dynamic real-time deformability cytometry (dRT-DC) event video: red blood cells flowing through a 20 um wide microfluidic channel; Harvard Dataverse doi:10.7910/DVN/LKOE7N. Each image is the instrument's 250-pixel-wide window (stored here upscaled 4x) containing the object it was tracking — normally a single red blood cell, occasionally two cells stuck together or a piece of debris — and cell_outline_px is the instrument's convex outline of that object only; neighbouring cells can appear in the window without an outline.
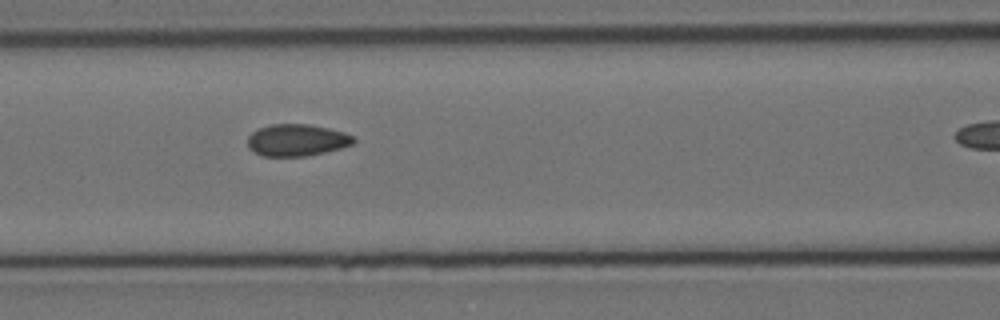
{"species": "Egyptian fruit bat (a non-hibernating species)", "species_latin": "Rousettus aegyptiacus", "temperature_condition": "cold", "stored_images_in_passage": 8, "camera_frame_rate_fps": 3000, "um_per_image_px": 0.085, "animal": {"sex": "female"}, "frame": {"image": 1, "passage_image": 5, "time_ms": 4.667, "image_size_px": [1000, 320], "cell_outline_px": [[356, 140], [352, 144], [340, 148], [308, 156], [260, 156], [248, 148], [248, 136], [252, 132], [260, 128], [272, 124], [308, 124], [328, 128], [344, 132], [352, 136]], "centroid_in_image_um": [25.21, 11.91], "position_along_channel_um": 141.4, "area_um2": 19.65}}